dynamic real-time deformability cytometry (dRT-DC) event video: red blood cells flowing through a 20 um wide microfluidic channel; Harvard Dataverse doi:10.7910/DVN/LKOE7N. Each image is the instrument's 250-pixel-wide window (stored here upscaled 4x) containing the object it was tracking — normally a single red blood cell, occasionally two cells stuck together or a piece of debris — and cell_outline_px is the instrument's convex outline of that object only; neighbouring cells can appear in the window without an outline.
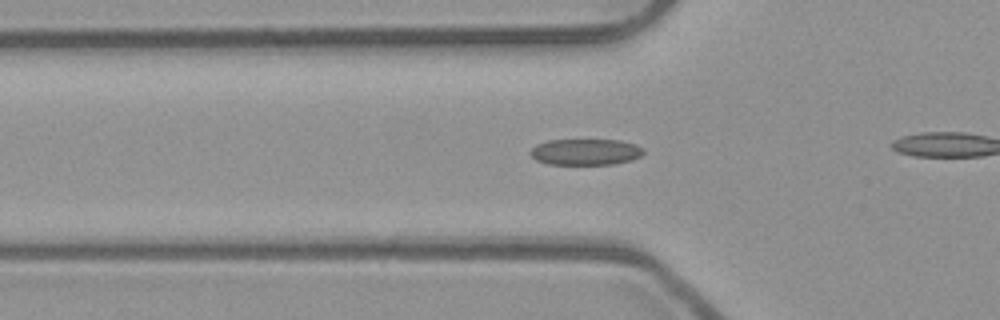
{"species": "common noctule bat (a hibernating species)", "species_latin": "Nyctalus noctula", "temperature_condition": "room temperature", "stored_images_in_passage": 37, "camera_frame_rate_fps": 3000, "um_per_image_px": 0.085, "animal": {"sex": "male", "body_mass_g": 23.1, "forearm_length_mm": 52.7}, "frame": {"image": 1, "passage_image": 6, "time_ms": 1.667, "image_size_px": [1000, 320], "cell_outline_px": [[644, 152], [640, 156], [632, 160], [616, 164], [548, 164], [536, 160], [528, 152], [536, 144], [548, 140], [620, 140], [636, 144], [644, 148]], "centroid_in_image_um": [49.78, 12.91], "position_along_channel_um": 76.0, "area_um2": 17.4}}
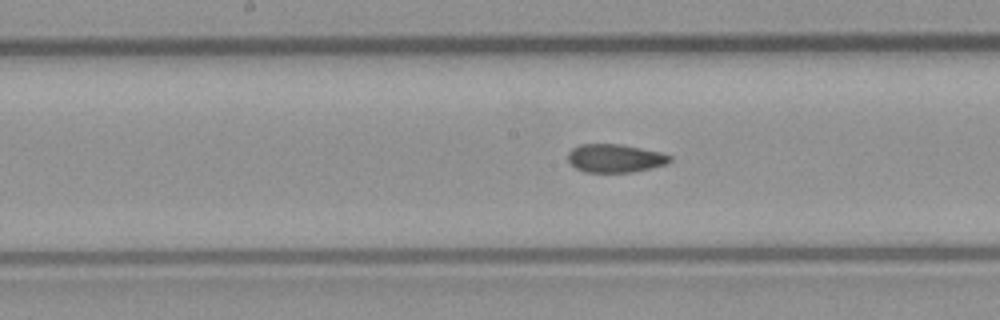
{"frame": {"image": 2, "passage_image": 15, "time_ms": 4.667, "image_size_px": [1000, 320], "cell_outline_px": [[672, 160], [664, 164], [652, 168], [632, 172], [584, 172], [568, 164], [568, 152], [572, 148], [580, 144], [620, 144], [660, 152], [672, 156]], "centroid_in_image_um": [52.24, 13.45], "position_along_channel_um": 196.0, "area_um2": 16.88}}
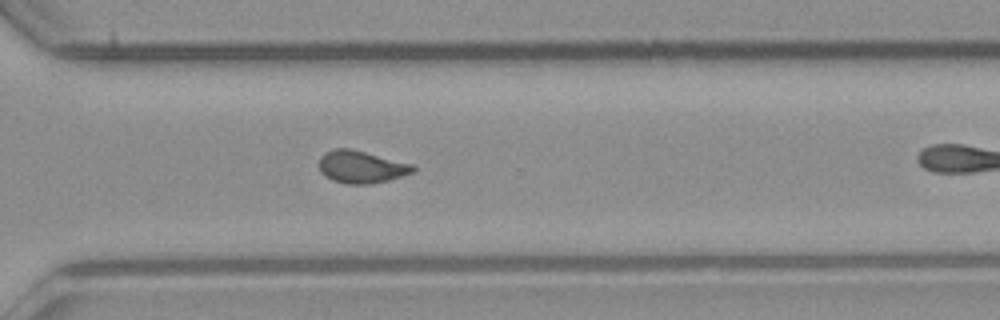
{"frame": {"image": 3, "passage_image": 26, "time_ms": 8.333, "image_size_px": [1000, 320], "cell_outline_px": [[416, 172], [388, 180], [372, 184], [348, 184], [332, 180], [324, 176], [320, 172], [320, 156], [324, 152], [336, 148], [352, 148], [412, 164], [416, 168]], "centroid_in_image_um": [30.71, 14.18], "position_along_channel_um": 339.9, "area_um2": 17.92}, "authors_computed_cell_mechanics": {"area_um2": 17.8024, "velocity_mm_per_s": 3.9437, "shape_relaxation_time_tau1_ms": null, "shape_relaxation_time_tau2_ms": 1.8344, "deformation_change_tau1": null, "deformation_change_tau2": 0.0841}}